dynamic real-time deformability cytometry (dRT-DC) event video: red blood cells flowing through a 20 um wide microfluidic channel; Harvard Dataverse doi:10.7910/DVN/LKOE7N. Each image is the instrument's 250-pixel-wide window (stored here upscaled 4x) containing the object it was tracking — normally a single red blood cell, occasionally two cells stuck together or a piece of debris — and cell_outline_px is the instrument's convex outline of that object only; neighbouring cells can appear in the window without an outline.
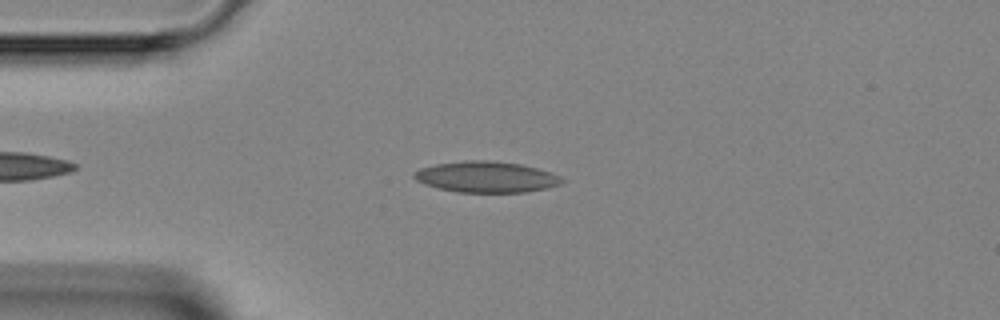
{"species": "Egyptian fruit bat (a non-hibernating species)", "species_latin": "Rousettus aegyptiacus", "temperature_condition": "room temperature", "stored_images_in_passage": 39, "camera_frame_rate_fps": 3000, "um_per_image_px": 0.085, "animal": {"sex": "female"}, "frame": {"image": 1, "passage_image": 7, "time_ms": 2.0, "image_size_px": [1000, 320], "cell_outline_px": [[564, 180], [560, 184], [528, 192], [460, 192], [440, 188], [424, 184], [416, 180], [412, 176], [412, 172], [420, 168], [436, 164], [464, 160], [492, 160], [520, 164], [536, 168], [560, 176]], "centroid_in_image_um": [41.29, 15.03], "position_along_channel_um": 43.7, "area_um2": 26.59}}
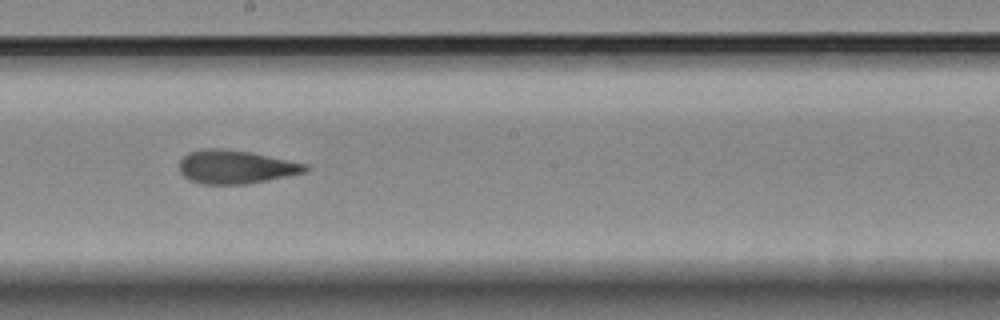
{"frame": {"image": 2, "passage_image": 21, "time_ms": 6.667, "image_size_px": [1000, 320], "cell_outline_px": [[308, 168], [304, 172], [244, 184], [204, 184], [192, 180], [184, 176], [180, 172], [180, 160], [188, 152], [200, 148], [224, 148], [252, 152], [308, 164]], "centroid_in_image_um": [19.99, 14.16], "position_along_channel_um": 228.2, "area_um2": 24.39}}
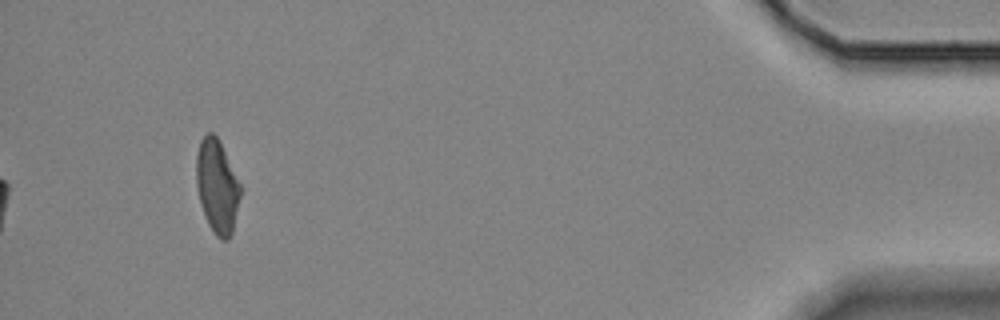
{"frame": {"image": 3, "passage_image": 39, "time_ms": 12.667, "image_size_px": [1000, 320], "cell_outline_px": [[240, 196], [232, 232], [228, 240], [220, 240], [216, 236], [208, 224], [200, 204], [196, 184], [196, 156], [200, 140], [208, 132], [212, 132], [216, 136], [240, 184]], "centroid_in_image_um": [18.42, 15.87], "position_along_channel_um": 416.8, "area_um2": 23.64}}